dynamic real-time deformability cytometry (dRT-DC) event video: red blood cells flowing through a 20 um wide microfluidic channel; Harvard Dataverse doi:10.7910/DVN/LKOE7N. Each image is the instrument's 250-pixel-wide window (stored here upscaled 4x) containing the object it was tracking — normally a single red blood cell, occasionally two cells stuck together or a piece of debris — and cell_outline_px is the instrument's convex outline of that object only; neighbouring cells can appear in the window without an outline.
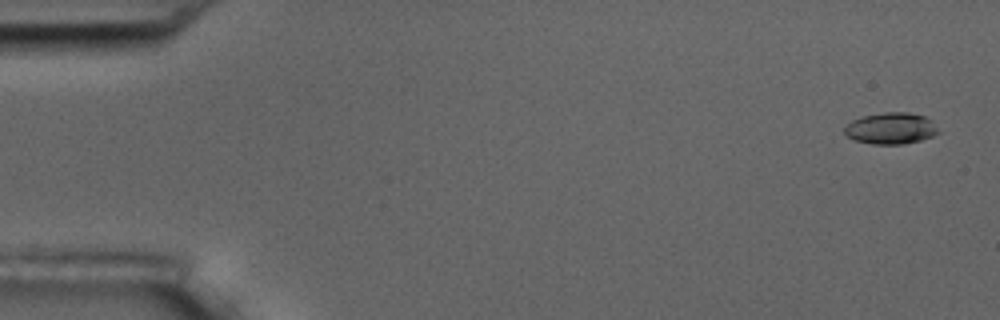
{"species": "common noctule bat (a hibernating species)", "species_latin": "Nyctalus noctula", "temperature_condition": "room temperature", "stored_images_in_passage": 5, "segment_of_instrument_passage": [2, 2], "camera_frame_rate_fps": 3000, "um_per_image_px": 0.085, "animal": {"sex": "male", "body_mass_g": 17.5, "forearm_length_mm": 52.3}, "frame": {"image": 1, "passage_image": 5, "time_ms": 5.667, "image_size_px": [1000, 320], "cell_outline_px": [[940, 132], [932, 136], [920, 140], [900, 144], [872, 144], [852, 140], [844, 132], [844, 128], [852, 120], [864, 116], [884, 112], [908, 112], [924, 116], [932, 120]], "centroid_in_image_um": [75.72, 10.91], "position_along_channel_um": 9.3, "area_um2": 17.17}}